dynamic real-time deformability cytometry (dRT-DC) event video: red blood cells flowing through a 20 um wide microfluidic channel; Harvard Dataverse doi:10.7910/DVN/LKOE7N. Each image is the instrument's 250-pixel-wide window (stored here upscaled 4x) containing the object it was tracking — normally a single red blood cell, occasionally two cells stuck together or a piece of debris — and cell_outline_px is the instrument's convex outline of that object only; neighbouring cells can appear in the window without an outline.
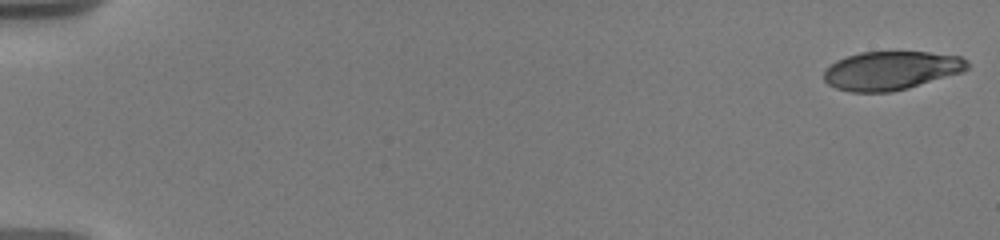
{"species": "human", "species_latin": "Homo sapiens", "temperature_condition": "warm", "stored_images_in_passage": 8, "camera_frame_rate_fps": 3000, "um_per_image_px": 0.085, "donor": {"sex": "male"}, "frame": {"image": 1, "passage_image": 1, "time_ms": 0.0, "image_size_px": [1000, 240], "cell_outline_px": [[968, 68], [964, 72], [908, 88], [892, 92], [852, 92], [836, 88], [828, 84], [824, 80], [824, 72], [836, 60], [860, 52], [928, 52], [960, 56], [968, 60]], "centroid_in_image_um": [75.77, 6.0], "position_along_channel_um": 9.2, "area_um2": 32.31}}
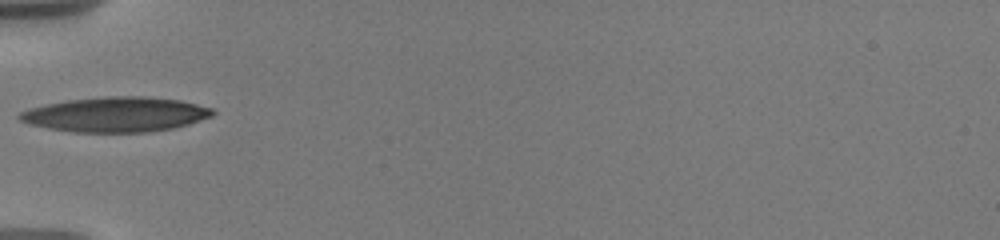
{"frame": {"image": 2, "passage_image": 7, "time_ms": 6.667, "image_size_px": [1000, 240], "cell_outline_px": [[216, 112], [212, 116], [188, 124], [172, 128], [148, 132], [72, 132], [48, 128], [28, 124], [20, 120], [16, 116], [20, 112], [28, 108], [44, 104], [68, 100], [104, 96], [144, 96], [180, 100], [212, 108]], "centroid_in_image_um": [9.8, 9.72], "position_along_channel_um": 75.2, "area_um2": 39.36}}
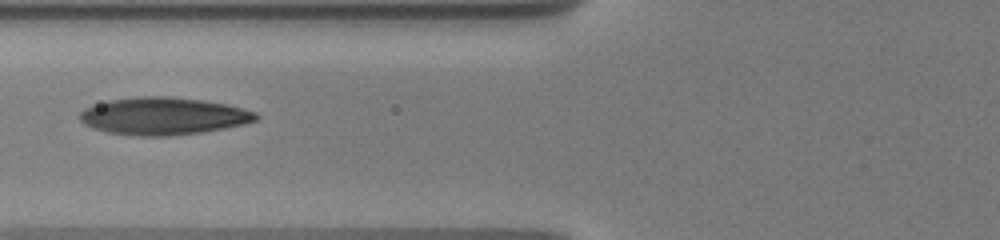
{"frame": {"image": 3, "passage_image": 8, "time_ms": 7.667, "image_size_px": [1000, 240], "cell_outline_px": [[260, 116], [256, 120], [224, 128], [204, 132], [168, 136], [140, 136], [104, 132], [92, 128], [84, 124], [80, 120], [80, 112], [84, 108], [108, 100], [136, 96], [168, 96], [204, 100], [228, 104], [256, 112]], "centroid_in_image_um": [13.86, 9.86], "position_along_channel_um": 111.9, "area_um2": 38.61}}